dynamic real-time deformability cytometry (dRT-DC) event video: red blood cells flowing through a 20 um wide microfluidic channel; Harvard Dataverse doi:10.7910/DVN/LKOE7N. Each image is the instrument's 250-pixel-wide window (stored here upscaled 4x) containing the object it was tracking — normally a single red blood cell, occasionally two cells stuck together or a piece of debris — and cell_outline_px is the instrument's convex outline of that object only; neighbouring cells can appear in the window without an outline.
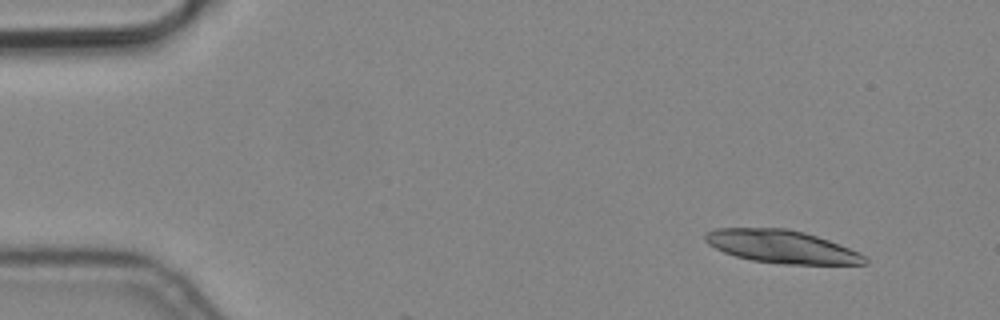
{"species": "common noctule bat (a hibernating species)", "species_latin": "Nyctalus noctula", "temperature_condition": "cold", "stored_images_in_passage": 5, "camera_frame_rate_fps": 3000, "um_per_image_px": 0.085, "animal": {"sex": "male", "body_mass_g": 19.2, "forearm_length_mm": 51.8}, "frame": {"image": 1, "passage_image": 1, "time_ms": 0.0, "image_size_px": [1000, 320], "cell_outline_px": [[868, 264], [784, 264], [752, 260], [736, 256], [724, 252], [708, 244], [704, 240], [704, 236], [708, 232], [716, 228], [784, 228], [804, 232], [840, 244], [860, 252], [868, 260]], "centroid_in_image_um": [66.46, 20.96], "position_along_channel_um": 18.5, "area_um2": 30.46}}
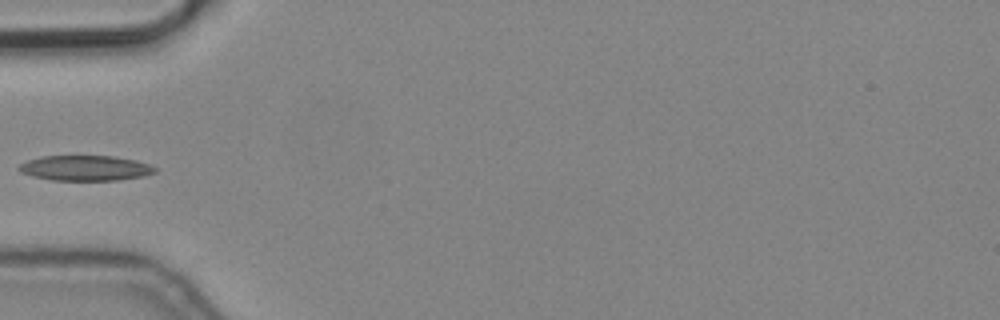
{"frame": {"image": 2, "passage_image": 4, "time_ms": 1.0, "image_size_px": [1000, 320], "cell_outline_px": [[156, 172], [144, 176], [116, 180], [52, 180], [32, 176], [20, 172], [16, 168], [20, 164], [28, 160], [40, 156], [112, 156], [136, 160], [148, 164], [156, 168]], "centroid_in_image_um": [7.22, 14.28], "position_along_channel_um": 77.8, "area_um2": 20.0}}
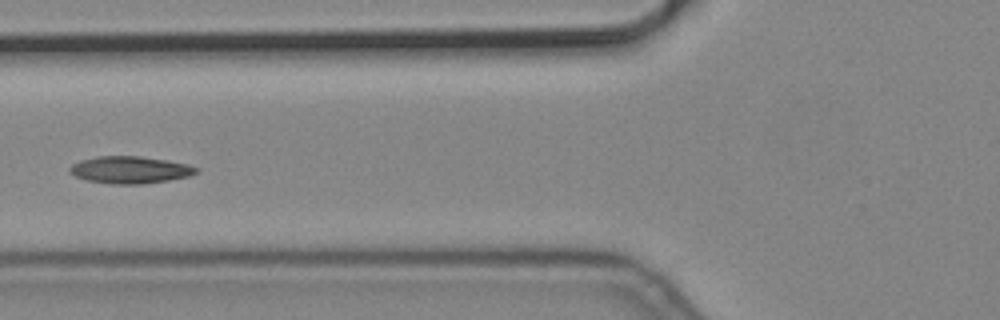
{"frame": {"image": 3, "passage_image": 5, "time_ms": 1.333, "image_size_px": [1000, 320], "cell_outline_px": [[200, 168], [196, 172], [188, 176], [168, 180], [140, 184], [112, 184], [88, 180], [76, 176], [68, 172], [68, 168], [72, 164], [80, 160], [96, 156], [140, 156], [168, 160], [188, 164]], "centroid_in_image_um": [11.03, 14.42], "position_along_channel_um": 114.8, "area_um2": 20.0}}